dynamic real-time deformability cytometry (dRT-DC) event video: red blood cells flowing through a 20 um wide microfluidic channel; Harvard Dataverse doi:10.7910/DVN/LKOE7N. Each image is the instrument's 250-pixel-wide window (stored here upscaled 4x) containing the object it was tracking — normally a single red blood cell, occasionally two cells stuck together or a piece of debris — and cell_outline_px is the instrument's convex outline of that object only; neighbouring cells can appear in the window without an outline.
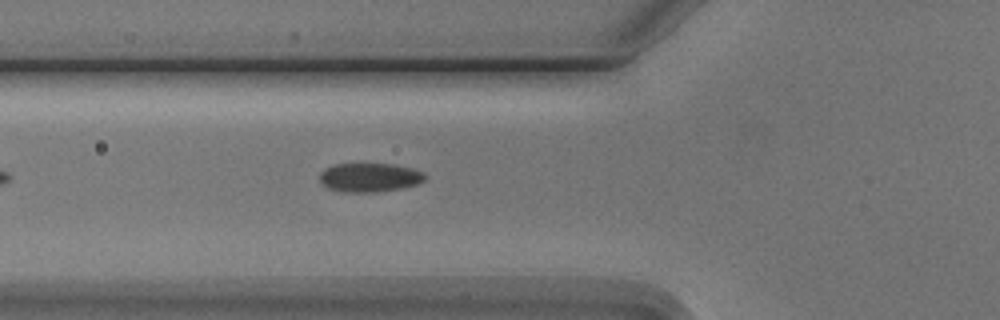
{"species": "Egyptian fruit bat (a non-hibernating species)", "species_latin": "Rousettus aegyptiacus", "temperature_condition": "cold", "stored_images_in_passage": 5, "camera_frame_rate_fps": 3000, "um_per_image_px": 0.085, "animal": {"sex": "male"}, "frame": {"image": 1, "passage_image": 5, "time_ms": 4.667, "image_size_px": [1000, 320], "cell_outline_px": [[428, 176], [424, 180], [416, 184], [400, 188], [376, 192], [348, 192], [328, 188], [320, 180], [320, 172], [324, 168], [332, 164], [396, 164], [412, 168], [424, 172]], "centroid_in_image_um": [31.43, 15.07], "position_along_channel_um": 94.4, "area_um2": 17.74}}